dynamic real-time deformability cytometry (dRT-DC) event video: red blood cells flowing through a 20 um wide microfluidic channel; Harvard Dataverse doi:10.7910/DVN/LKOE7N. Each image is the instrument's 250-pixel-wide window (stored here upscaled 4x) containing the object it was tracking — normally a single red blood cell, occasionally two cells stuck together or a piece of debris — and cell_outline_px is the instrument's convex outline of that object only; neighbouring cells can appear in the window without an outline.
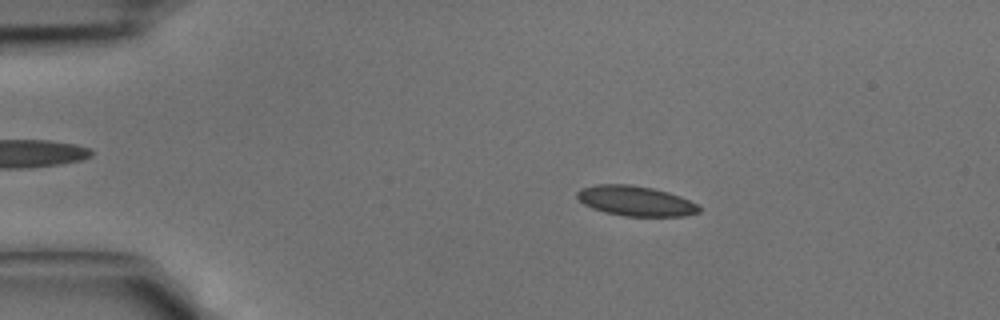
{"species": "common noctule bat (a hibernating species)", "species_latin": "Nyctalus noctula", "temperature_condition": "cold", "stored_images_in_passage": 41, "camera_frame_rate_fps": 3000, "um_per_image_px": 0.085, "animal": {"sex": "male", "body_mass_g": 15.6}, "frame": {"image": 1, "passage_image": 7, "time_ms": 2.0, "image_size_px": [1000, 320], "cell_outline_px": [[700, 212], [684, 216], [624, 216], [604, 212], [592, 208], [584, 204], [576, 196], [576, 192], [580, 188], [596, 184], [632, 184], [652, 188], [668, 192], [680, 196], [696, 204], [700, 208]], "centroid_in_image_um": [53.99, 17.07], "position_along_channel_um": 31.0, "area_um2": 21.39}}
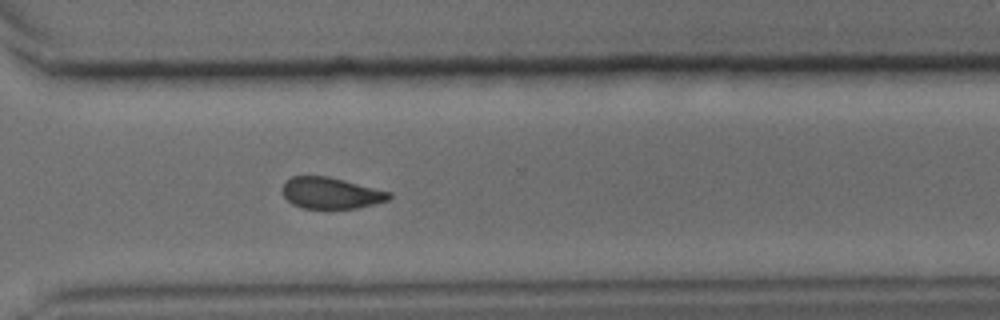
{"frame": {"image": 2, "passage_image": 30, "time_ms": 9.667, "image_size_px": [1000, 320], "cell_outline_px": [[392, 196], [388, 200], [356, 208], [304, 208], [292, 204], [284, 196], [280, 188], [284, 180], [292, 176], [328, 176], [392, 192]], "centroid_in_image_um": [28.08, 16.39], "position_along_channel_um": 342.5, "area_um2": 19.54}}
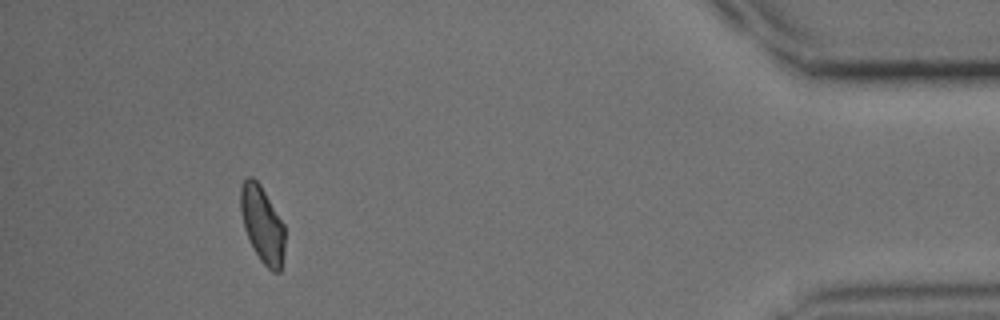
{"frame": {"image": 3, "passage_image": 38, "time_ms": 12.333, "image_size_px": [1000, 320], "cell_outline_px": [[284, 252], [280, 272], [272, 272], [260, 260], [244, 228], [240, 212], [240, 188], [244, 180], [248, 176], [252, 176], [260, 184], [284, 224]], "centroid_in_image_um": [22.29, 19.06], "position_along_channel_um": 412.9, "area_um2": 19.59}}